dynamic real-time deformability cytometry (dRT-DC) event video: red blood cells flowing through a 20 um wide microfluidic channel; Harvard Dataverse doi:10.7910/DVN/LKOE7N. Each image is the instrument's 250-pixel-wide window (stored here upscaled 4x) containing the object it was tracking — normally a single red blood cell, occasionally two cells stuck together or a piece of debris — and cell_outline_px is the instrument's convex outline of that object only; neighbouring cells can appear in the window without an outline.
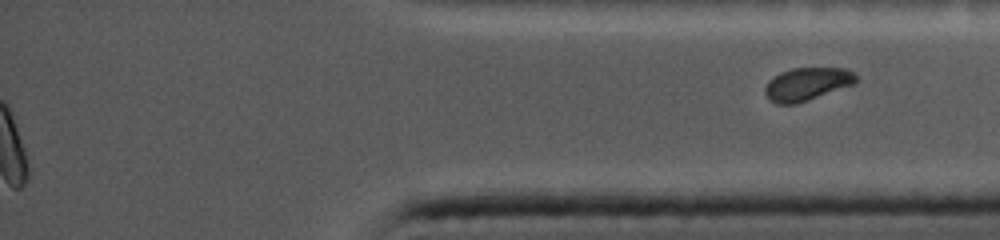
{"species": "common noctule bat (a hibernating species)", "species_latin": "Nyctalus noctula", "temperature_condition": "cold", "stored_images_in_passage": 49, "segment_of_instrument_passage": [2, 2], "camera_frame_rate_fps": 5000, "um_per_image_px": 0.085, "animal": {"sex": "female", "body_mass_g": 19.0, "forearm_length_mm": 56.7}, "frame": {"image": 1, "passage_image": 49, "time_ms": 18.0, "image_size_px": [1000, 240], "cell_outline_px": [[860, 80], [856, 84], [796, 104], [776, 104], [768, 100], [764, 92], [764, 88], [768, 80], [780, 72], [792, 68], [844, 68], [852, 72]], "centroid_in_image_um": [68.59, 7.15], "position_along_channel_um": 366.6, "area_um2": 17.74}}